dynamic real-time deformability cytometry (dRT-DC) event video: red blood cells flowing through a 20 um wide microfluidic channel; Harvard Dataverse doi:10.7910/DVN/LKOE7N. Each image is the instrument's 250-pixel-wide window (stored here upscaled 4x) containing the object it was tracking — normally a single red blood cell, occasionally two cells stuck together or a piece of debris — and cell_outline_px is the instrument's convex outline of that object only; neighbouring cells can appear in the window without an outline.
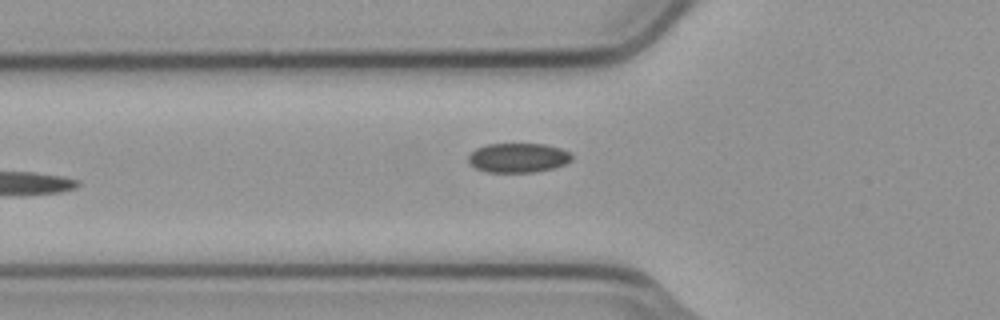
{"species": "common noctule bat (a hibernating species)", "species_latin": "Nyctalus noctula", "temperature_condition": "cold", "stored_images_in_passage": 6, "camera_frame_rate_fps": 3000, "um_per_image_px": 0.085, "animal": {"sex": "male", "body_mass_g": 23.1, "forearm_length_mm": 52.7}, "frame": {"image": 1, "passage_image": 5, "time_ms": 1.333, "image_size_px": [1000, 320], "cell_outline_px": [[572, 160], [564, 164], [552, 168], [532, 172], [488, 172], [476, 168], [468, 160], [468, 156], [476, 148], [488, 144], [544, 144], [560, 148], [572, 152]], "centroid_in_image_um": [44.06, 13.4], "position_along_channel_um": 81.7, "area_um2": 17.63}}
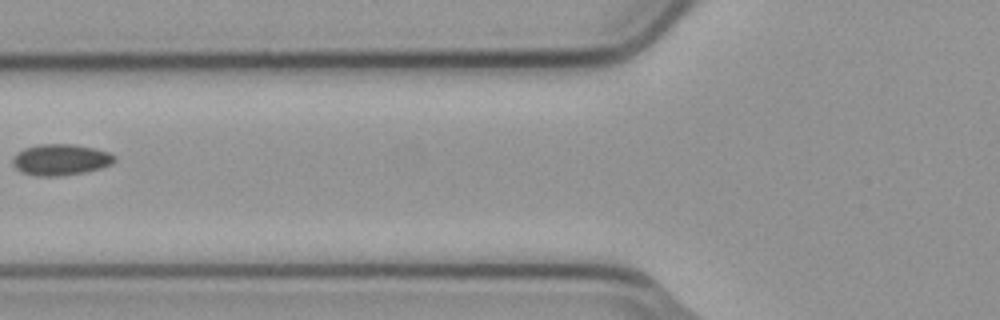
{"frame": {"image": 2, "passage_image": 6, "time_ms": 1.667, "image_size_px": [1000, 320], "cell_outline_px": [[116, 160], [112, 164], [100, 168], [84, 172], [56, 176], [36, 176], [20, 172], [12, 164], [12, 156], [16, 152], [24, 148], [40, 144], [76, 144], [108, 152], [116, 156]], "centroid_in_image_um": [5.12, 13.57], "position_along_channel_um": 120.7, "area_um2": 18.61}}